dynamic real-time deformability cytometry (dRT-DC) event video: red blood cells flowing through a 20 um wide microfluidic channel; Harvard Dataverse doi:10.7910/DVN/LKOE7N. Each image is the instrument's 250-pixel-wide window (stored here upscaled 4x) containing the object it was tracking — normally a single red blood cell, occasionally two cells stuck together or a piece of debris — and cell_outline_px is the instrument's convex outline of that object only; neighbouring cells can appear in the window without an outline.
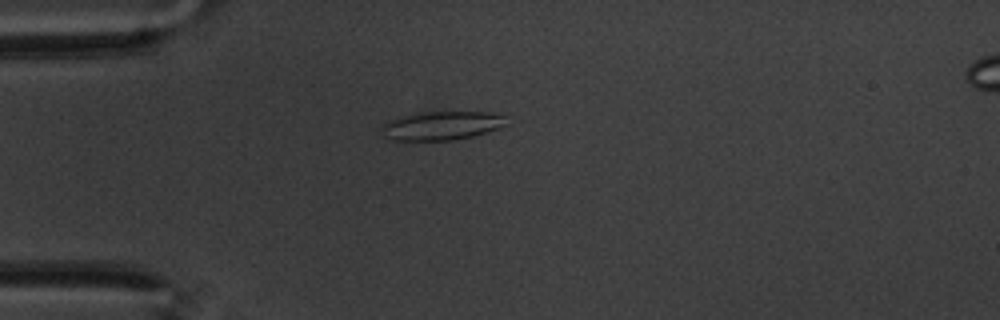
{"species": "common noctule bat (a hibernating species)", "species_latin": "Nyctalus noctula", "temperature_condition": "warm", "stored_images_in_passage": 45, "camera_frame_rate_fps": 3000, "um_per_image_px": 0.085, "animal": {"sex": "male", "body_mass_g": 20.1, "forearm_length_mm": 53.5}, "frame": {"image": 1, "passage_image": 2, "time_ms": 0.333, "image_size_px": [1000, 320], "cell_outline_px": [[504, 124], [488, 132], [472, 136], [452, 140], [392, 140], [384, 136], [380, 124], [388, 120], [400, 116], [416, 112], [492, 112], [504, 116]], "centroid_in_image_um": [37.45, 10.67], "position_along_channel_um": 47.5, "area_um2": 20.81}}
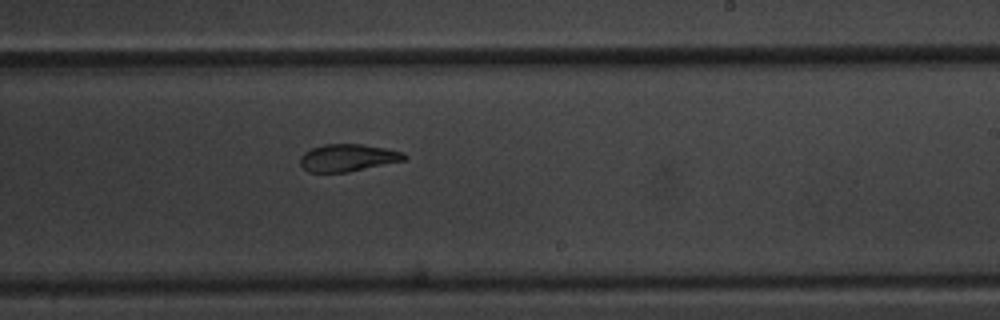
{"frame": {"image": 2, "passage_image": 22, "time_ms": 7.0, "image_size_px": [1000, 320], "cell_outline_px": [[408, 156], [404, 160], [348, 172], [308, 172], [300, 164], [300, 156], [304, 152], [312, 148], [324, 144], [364, 144], [404, 152]], "centroid_in_image_um": [29.55, 13.4], "position_along_channel_um": 259.4, "area_um2": 16.53}}
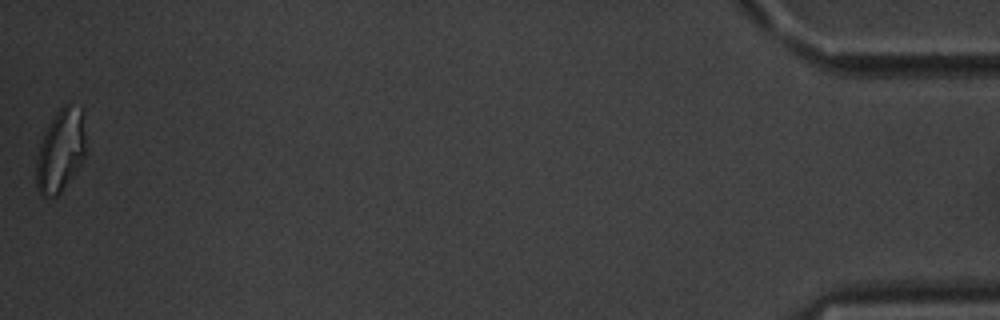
{"frame": {"image": 3, "passage_image": 45, "time_ms": 14.667, "image_size_px": [1000, 320], "cell_outline_px": [[84, 156], [80, 164], [60, 192], [56, 196], [40, 196], [36, 188], [36, 160], [40, 144], [52, 120], [60, 108], [64, 104], [68, 104], [84, 108]], "centroid_in_image_um": [5.14, 12.8], "position_along_channel_um": 430.1, "area_um2": 23.41}, "authors_computed_cell_mechanics": {"area_um2": 18.0336, "velocity_mm_per_s": 3.4274, "shape_relaxation_time_tau1_ms": null, "shape_relaxation_time_tau2_ms": 3.466, "deformation_change_tau1": null, "deformation_change_tau2": 0.1114}}